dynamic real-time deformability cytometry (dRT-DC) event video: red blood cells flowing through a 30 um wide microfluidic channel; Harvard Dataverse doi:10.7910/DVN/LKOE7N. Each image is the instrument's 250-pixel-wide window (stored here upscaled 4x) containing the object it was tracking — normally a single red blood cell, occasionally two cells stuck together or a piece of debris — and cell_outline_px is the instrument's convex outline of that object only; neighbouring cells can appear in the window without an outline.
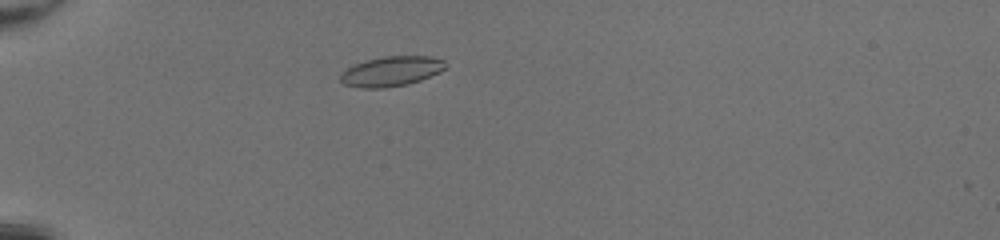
{"species": "common noctule bat (a hibernating species)", "species_latin": "Nyctalus noctula", "temperature_condition": "room temperature", "stored_images_in_passage": 42, "camera_frame_rate_fps": 3000, "um_per_image_px": 0.085, "animal": {"sex": "female", "body_mass_g": 20.0, "forearm_length_mm": 54.0}, "frame": {"image": 1, "passage_image": 8, "time_ms": 2.333, "image_size_px": [1000, 240], "cell_outline_px": [[448, 64], [440, 72], [420, 80], [408, 84], [384, 88], [360, 88], [344, 84], [340, 80], [340, 76], [348, 68], [364, 60], [384, 56], [432, 56], [444, 60]], "centroid_in_image_um": [33.29, 6.05], "position_along_channel_um": 51.7, "area_um2": 18.32}}
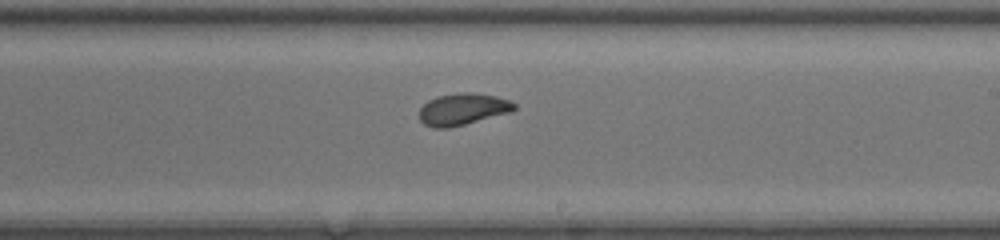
{"frame": {"image": 2, "passage_image": 24, "time_ms": 7.667, "image_size_px": [1000, 240], "cell_outline_px": [[516, 108], [512, 112], [448, 128], [432, 128], [424, 124], [420, 120], [420, 108], [428, 100], [436, 96], [464, 92], [472, 92], [496, 96], [508, 100], [516, 104]], "centroid_in_image_um": [39.33, 9.28], "position_along_channel_um": 249.7, "area_um2": 17.57}}
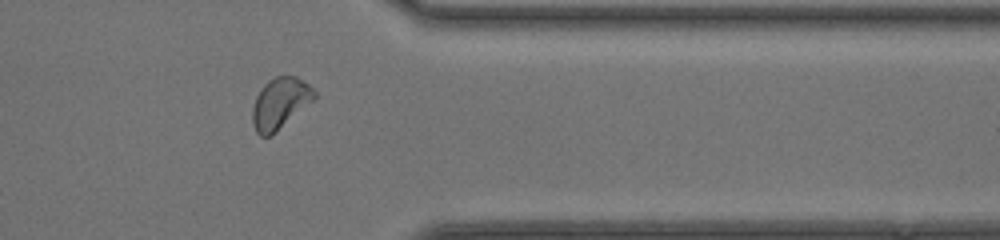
{"frame": {"image": 3, "passage_image": 34, "time_ms": 11.0, "image_size_px": [1000, 240], "cell_outline_px": [[316, 96], [312, 100], [272, 136], [260, 136], [256, 132], [252, 124], [252, 108], [256, 96], [260, 88], [268, 80], [276, 76], [296, 76], [308, 84], [316, 92]], "centroid_in_image_um": [23.76, 8.78], "position_along_channel_um": 387.6, "area_um2": 18.32}, "authors_computed_cell_mechanics": {"area_um2": 17.8313, "velocity_mm_per_s": 4.2788, "shape_relaxation_time_tau1_ms": 3.5287, "shape_relaxation_time_tau2_ms": 1.8325, "deformation_change_tau1": 0.1168, "deformation_change_tau2": 0.0642}}